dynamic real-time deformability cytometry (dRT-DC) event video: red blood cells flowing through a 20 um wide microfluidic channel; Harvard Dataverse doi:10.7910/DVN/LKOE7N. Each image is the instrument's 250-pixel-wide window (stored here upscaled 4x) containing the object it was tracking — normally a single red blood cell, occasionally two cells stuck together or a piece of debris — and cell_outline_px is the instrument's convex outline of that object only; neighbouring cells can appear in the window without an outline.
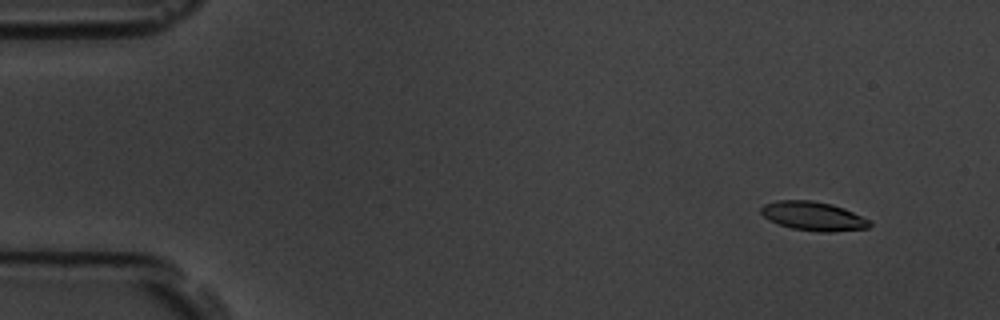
{"species": "common noctule bat (a hibernating species)", "species_latin": "Nyctalus noctula", "temperature_condition": "room temperature", "stored_images_in_passage": 57, "camera_frame_rate_fps": 3000, "um_per_image_px": 0.085, "animal": {"sex": "male", "body_mass_g": 19.5, "forearm_length_mm": 54.6}, "frame": {"image": 1, "passage_image": 5, "time_ms": 1.333, "image_size_px": [1000, 320], "cell_outline_px": [[872, 224], [868, 228], [832, 232], [820, 232], [792, 228], [768, 220], [760, 212], [760, 208], [764, 204], [780, 200], [812, 200], [832, 204], [844, 208], [868, 220]], "centroid_in_image_um": [69.11, 18.37], "position_along_channel_um": 15.9, "area_um2": 18.21}}
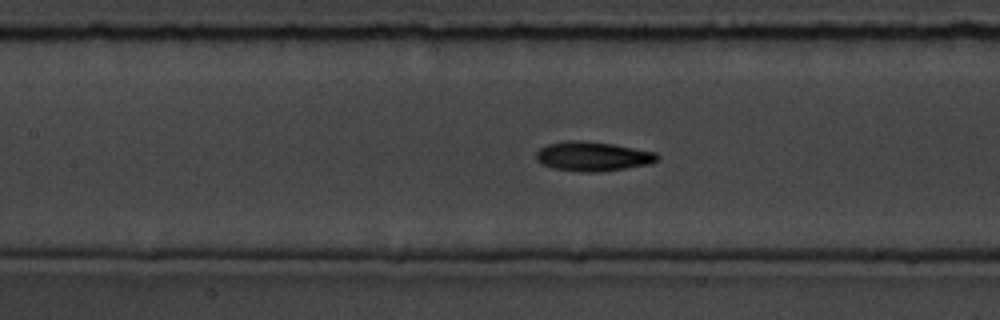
{"frame": {"image": 2, "passage_image": 26, "time_ms": 8.333, "image_size_px": [1000, 320], "cell_outline_px": [[660, 156], [652, 164], [600, 172], [580, 172], [552, 168], [540, 164], [536, 160], [536, 152], [540, 148], [548, 144], [572, 140], [580, 140], [612, 144], [656, 152]], "centroid_in_image_um": [50.37, 13.3], "position_along_channel_um": 157.0, "area_um2": 20.87}}
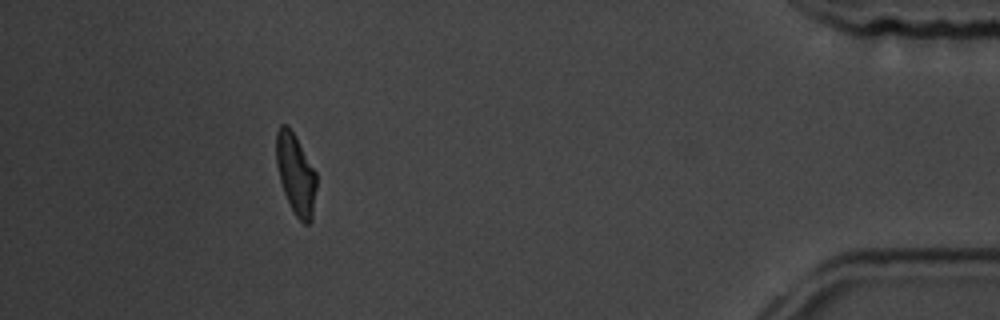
{"frame": {"image": 3, "passage_image": 52, "time_ms": 17.0, "image_size_px": [1000, 320], "cell_outline_px": [[316, 188], [312, 220], [308, 224], [304, 224], [296, 216], [284, 192], [280, 180], [276, 164], [276, 132], [280, 124], [288, 124], [296, 136], [316, 172]], "centroid_in_image_um": [25.13, 14.76], "position_along_channel_um": 410.1, "area_um2": 18.9}, "authors_computed_cell_mechanics": {"area_um2": 19.4786, "velocity_mm_per_s": 3.5849, "shape_relaxation_time_tau1_ms": 4.1487, "shape_relaxation_time_tau2_ms": 3.6793, "deformation_change_tau1": 0.1709, "deformation_change_tau2": 0.1051}}